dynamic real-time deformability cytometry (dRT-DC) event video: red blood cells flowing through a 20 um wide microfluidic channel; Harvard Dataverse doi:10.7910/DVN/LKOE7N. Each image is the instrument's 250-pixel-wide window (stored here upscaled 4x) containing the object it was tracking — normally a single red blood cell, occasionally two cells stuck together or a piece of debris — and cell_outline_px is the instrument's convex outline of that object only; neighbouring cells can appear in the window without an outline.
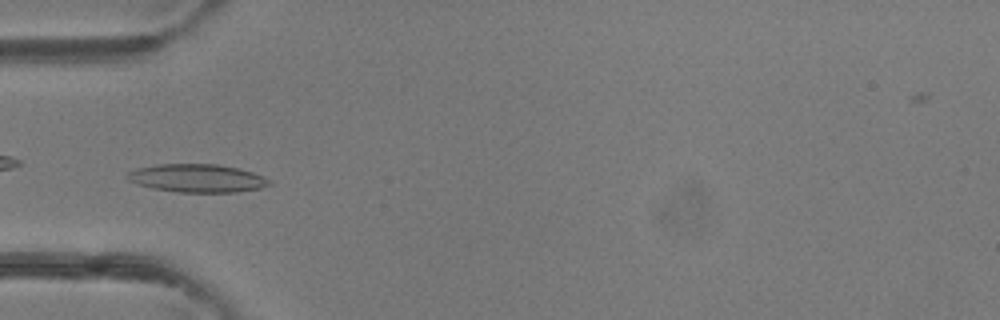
{"species": "common noctule bat (a hibernating species)", "species_latin": "Nyctalus noctula", "temperature_condition": "room temperature", "stored_images_in_passage": 48, "camera_frame_rate_fps": 3000, "um_per_image_px": 0.085, "animal": {"sex": "female"}, "frame": {"image": 1, "passage_image": 16, "time_ms": 5.0, "image_size_px": [1000, 320], "cell_outline_px": [[272, 184], [260, 188], [236, 192], [176, 192], [152, 188], [136, 184], [128, 180], [124, 176], [128, 172], [136, 168], [160, 164], [220, 164], [252, 172], [272, 180]], "centroid_in_image_um": [16.74, 15.15], "position_along_channel_um": 68.3, "area_um2": 23.41}}
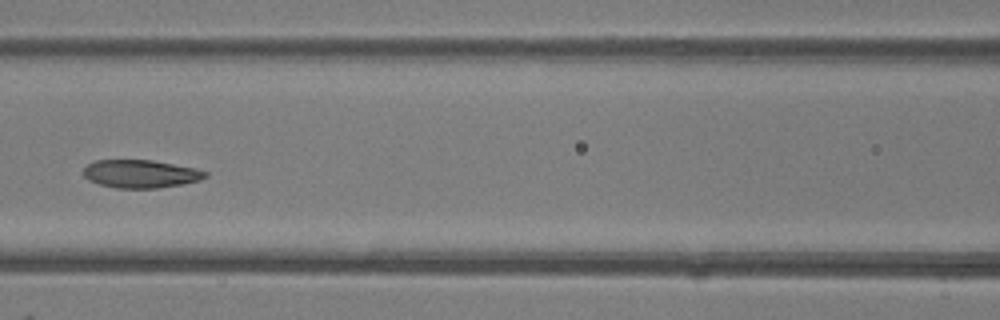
{"frame": {"image": 2, "passage_image": 22, "time_ms": 7.0, "image_size_px": [1000, 320], "cell_outline_px": [[208, 176], [200, 180], [180, 184], [156, 188], [116, 188], [100, 184], [88, 180], [84, 176], [84, 168], [88, 164], [96, 160], [152, 160], [196, 168], [208, 172]], "centroid_in_image_um": [11.96, 14.77], "position_along_channel_um": 154.6, "area_um2": 19.83}}
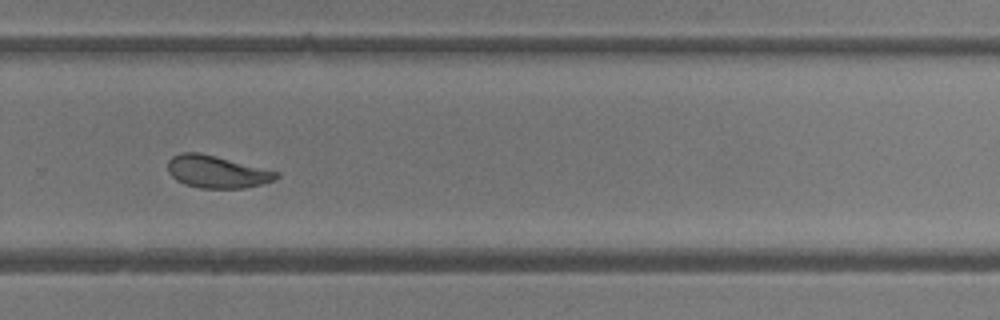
{"frame": {"image": 3, "passage_image": 33, "time_ms": 10.667, "image_size_px": [1000, 320], "cell_outline_px": [[280, 176], [272, 180], [260, 184], [244, 188], [200, 188], [184, 184], [176, 180], [168, 172], [168, 160], [172, 156], [180, 152], [200, 152], [280, 172]], "centroid_in_image_um": [18.4, 14.59], "position_along_channel_um": 311.4, "area_um2": 20.46}, "authors_computed_cell_mechanics": {"area_um2": 21.8484, "velocity_mm_per_s": 4.2922, "shape_relaxation_time_tau1_ms": 2.8354, "shape_relaxation_time_tau2_ms": 2.0726, "deformation_change_tau1": 0.1251, "deformation_change_tau2": 0.0742}}